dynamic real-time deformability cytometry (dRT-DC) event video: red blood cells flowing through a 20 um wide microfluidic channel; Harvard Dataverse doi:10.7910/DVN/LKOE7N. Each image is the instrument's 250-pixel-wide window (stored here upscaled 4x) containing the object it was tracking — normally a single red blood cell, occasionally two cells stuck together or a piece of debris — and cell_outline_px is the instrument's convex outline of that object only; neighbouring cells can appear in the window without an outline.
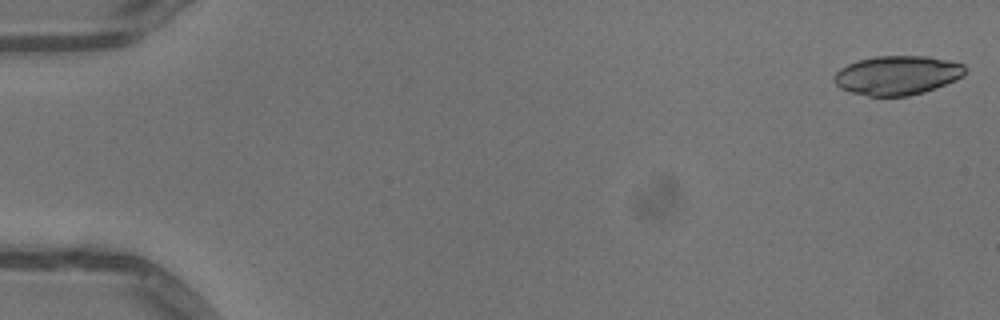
{"species": "common noctule bat (a hibernating species)", "species_latin": "Nyctalus noctula", "temperature_condition": "warm", "stored_images_in_passage": 51, "camera_frame_rate_fps": 3000, "um_per_image_px": 0.085, "animal": {"sex": "male", "body_mass_g": 13.3}, "frame": {"image": 1, "passage_image": 1, "time_ms": 0.0, "image_size_px": [1000, 320], "cell_outline_px": [[964, 76], [956, 80], [936, 88], [924, 92], [908, 96], [868, 96], [852, 92], [840, 88], [836, 84], [832, 76], [840, 68], [848, 64], [860, 60], [876, 56], [928, 56], [948, 60], [964, 64]], "centroid_in_image_um": [76.27, 6.4], "position_along_channel_um": 8.7, "area_um2": 29.88}}
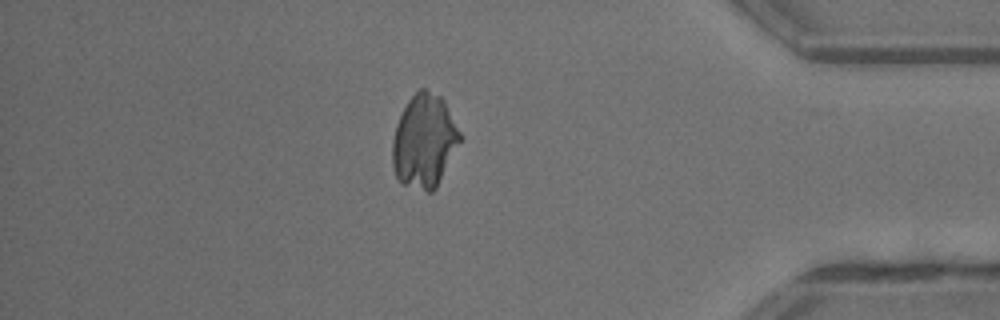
{"frame": {"image": 2, "passage_image": 44, "time_ms": 14.333, "image_size_px": [1000, 320], "cell_outline_px": [[460, 140], [436, 188], [432, 192], [428, 192], [400, 184], [396, 176], [392, 164], [392, 140], [396, 124], [408, 100], [420, 88], [424, 88], [440, 96], [444, 100], [460, 132]], "centroid_in_image_um": [36.03, 12.01], "position_along_channel_um": 399.2, "area_um2": 36.53}}
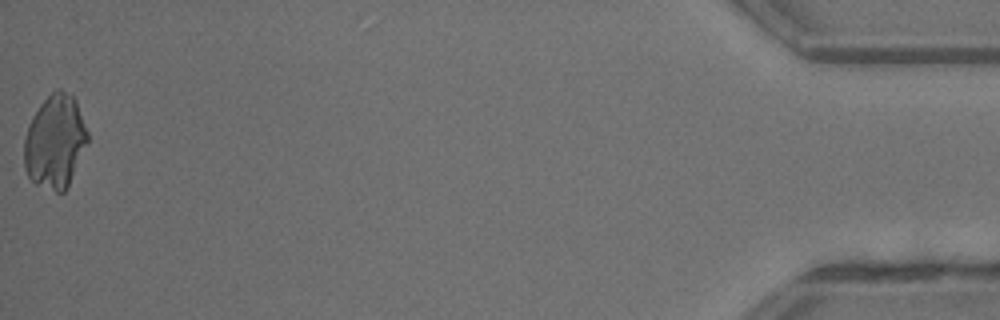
{"frame": {"image": 3, "passage_image": 51, "time_ms": 16.667, "image_size_px": [1000, 320], "cell_outline_px": [[88, 144], [64, 192], [56, 192], [36, 184], [28, 176], [24, 168], [24, 136], [28, 124], [32, 116], [40, 104], [56, 88], [60, 88], [72, 96], [76, 100], [88, 132]], "centroid_in_image_um": [4.67, 12.02], "position_along_channel_um": 430.5, "area_um2": 34.68}}